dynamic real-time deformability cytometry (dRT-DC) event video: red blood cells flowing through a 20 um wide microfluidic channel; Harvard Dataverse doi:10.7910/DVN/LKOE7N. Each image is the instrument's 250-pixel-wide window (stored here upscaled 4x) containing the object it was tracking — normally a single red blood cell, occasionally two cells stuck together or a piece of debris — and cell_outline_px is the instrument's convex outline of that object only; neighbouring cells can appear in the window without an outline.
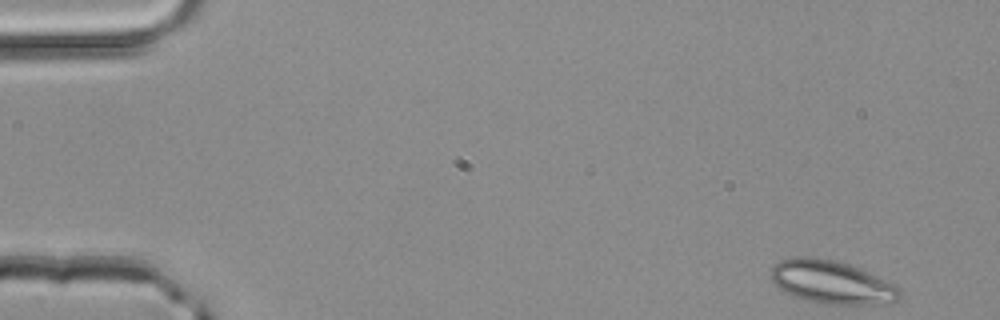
{"species": "common noctule bat (a hibernating species)", "species_latin": "Nyctalus noctula", "temperature_condition": "room temperature", "stored_images_in_passage": 3, "camera_frame_rate_fps": 3000, "um_per_image_px": 0.085, "animal": {"sex": "male", "body_mass_g": 20.4}, "frame": {"image": 1, "passage_image": 1, "time_ms": 0.0, "image_size_px": [1000, 320], "cell_outline_px": [[904, 292], [896, 300], [872, 304], [824, 304], [804, 300], [792, 296], [780, 288], [772, 280], [772, 264], [780, 260], [792, 256], [812, 256], [836, 260], [860, 268], [896, 284]], "centroid_in_image_um": [70.69, 23.96], "position_along_channel_um": 14.3, "area_um2": 32.66}}